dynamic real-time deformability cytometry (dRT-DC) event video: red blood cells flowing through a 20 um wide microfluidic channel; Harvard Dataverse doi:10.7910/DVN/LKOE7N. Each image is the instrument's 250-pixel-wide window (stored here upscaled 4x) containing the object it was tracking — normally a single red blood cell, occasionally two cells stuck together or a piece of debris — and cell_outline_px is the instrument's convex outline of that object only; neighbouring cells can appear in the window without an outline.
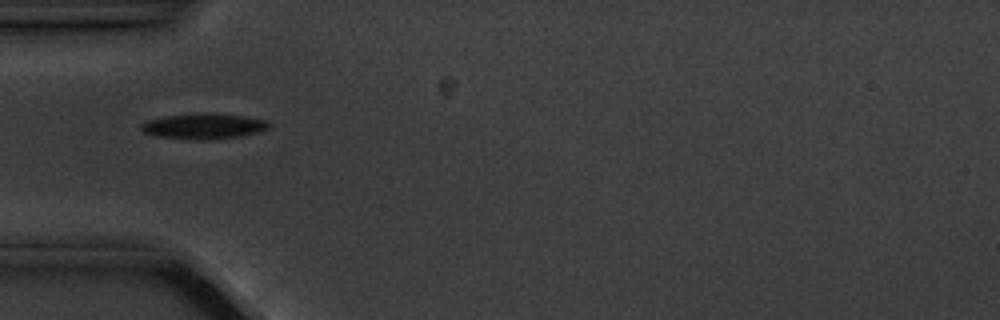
{"species": "common noctule bat (a hibernating species)", "species_latin": "Nyctalus noctula", "temperature_condition": "cold", "stored_images_in_passage": 9, "camera_frame_rate_fps": 3000, "um_per_image_px": 0.085, "animal": {"sex": "male", "body_mass_g": 20.1, "forearm_length_mm": 53.5}, "frame": {"image": 1, "passage_image": 1, "time_ms": 0.0, "image_size_px": [1000, 320], "cell_outline_px": [[268, 128], [256, 132], [240, 136], [156, 136], [144, 132], [140, 128], [140, 124], [148, 120], [164, 116], [196, 112], [244, 116], [264, 120], [268, 124]], "centroid_in_image_um": [17.26, 10.65], "position_along_channel_um": 67.7, "area_um2": 17.51}}
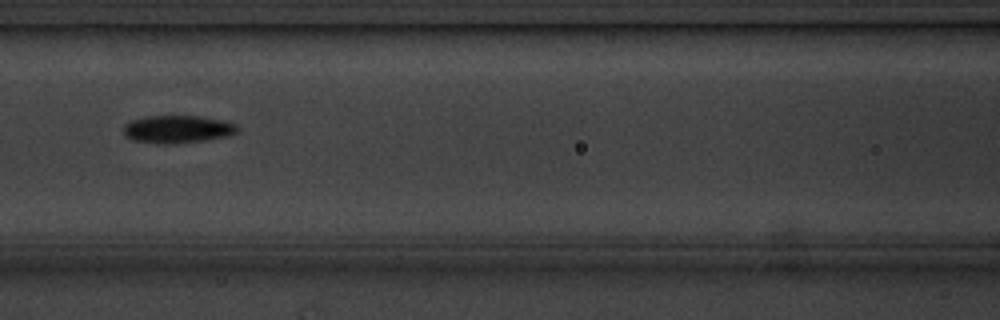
{"frame": {"image": 2, "passage_image": 3, "time_ms": 2.333, "image_size_px": [1000, 320], "cell_outline_px": [[240, 128], [236, 132], [228, 136], [200, 140], [164, 144], [132, 140], [124, 136], [124, 124], [132, 120], [148, 116], [200, 116], [224, 120], [236, 124]], "centroid_in_image_um": [15.08, 10.97], "position_along_channel_um": 151.5, "area_um2": 18.21}}
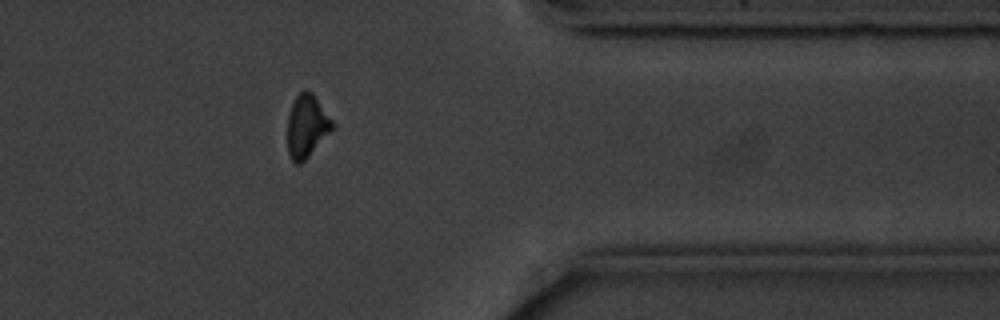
{"frame": {"image": 3, "passage_image": 9, "time_ms": 9.333, "image_size_px": [1000, 320], "cell_outline_px": [[336, 128], [300, 164], [296, 164], [292, 160], [288, 152], [288, 116], [292, 104], [296, 96], [304, 88], [312, 92], [336, 124]], "centroid_in_image_um": [26.12, 10.7], "position_along_channel_um": 385.3, "area_um2": 16.59}}